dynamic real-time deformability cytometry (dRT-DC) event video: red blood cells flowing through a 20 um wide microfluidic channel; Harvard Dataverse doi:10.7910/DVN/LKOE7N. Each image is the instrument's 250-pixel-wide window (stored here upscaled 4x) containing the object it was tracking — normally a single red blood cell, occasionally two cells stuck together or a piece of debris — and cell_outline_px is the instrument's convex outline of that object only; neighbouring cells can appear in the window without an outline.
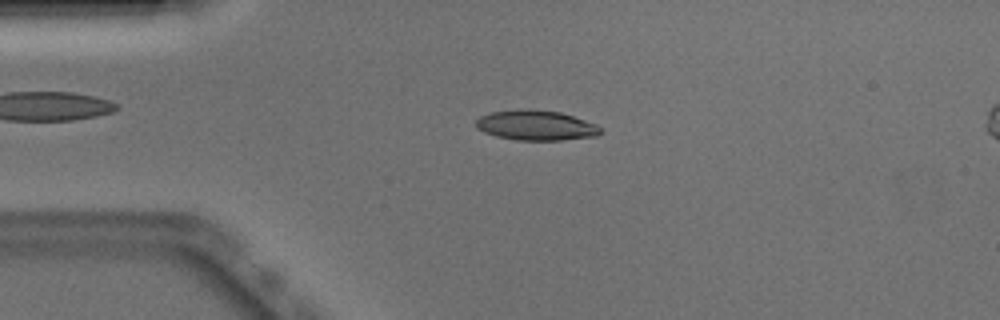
{"species": "Egyptian fruit bat (a non-hibernating species)", "species_latin": "Rousettus aegyptiacus", "temperature_condition": "warm", "stored_images_in_passage": 50, "camera_frame_rate_fps": 3000, "um_per_image_px": 0.085, "animal": {"sex": "male"}, "frame": {"image": 1, "passage_image": 11, "time_ms": 3.333, "image_size_px": [1000, 320], "cell_outline_px": [[604, 132], [596, 136], [560, 140], [516, 140], [496, 136], [484, 132], [476, 128], [476, 120], [480, 116], [492, 112], [520, 108], [528, 108], [560, 112], [596, 124]], "centroid_in_image_um": [45.54, 10.64], "position_along_channel_um": 39.5, "area_um2": 21.91}}
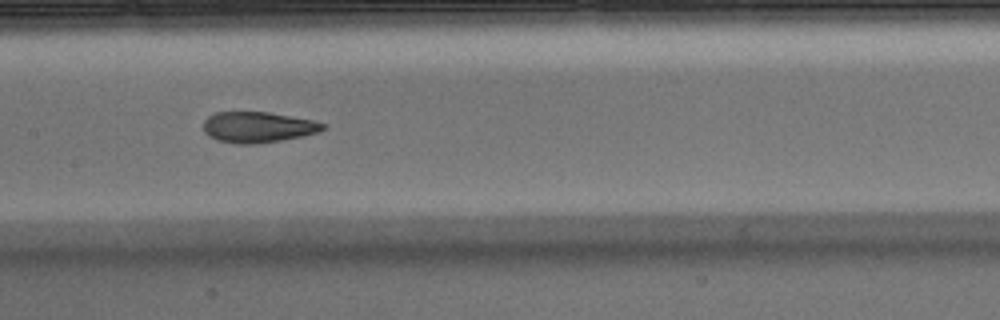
{"frame": {"image": 2, "passage_image": 24, "time_ms": 7.667, "image_size_px": [1000, 320], "cell_outline_px": [[324, 128], [316, 132], [304, 136], [256, 144], [236, 144], [216, 140], [208, 136], [204, 132], [204, 120], [208, 116], [216, 112], [268, 112], [312, 120], [324, 124]], "centroid_in_image_um": [21.86, 10.81], "position_along_channel_um": 185.5, "area_um2": 21.33}}
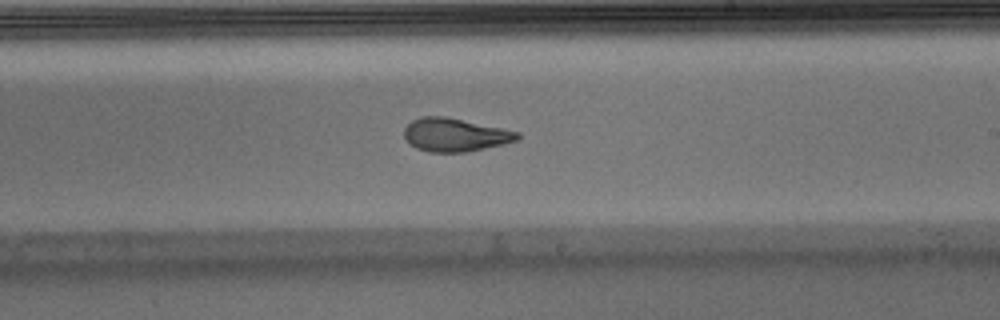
{"frame": {"image": 3, "passage_image": 29, "time_ms": 9.333, "image_size_px": [1000, 320], "cell_outline_px": [[520, 136], [516, 140], [484, 148], [464, 152], [428, 152], [416, 148], [408, 144], [404, 136], [404, 128], [412, 120], [424, 116], [444, 116], [520, 132]], "centroid_in_image_um": [38.61, 11.46], "position_along_channel_um": 250.4, "area_um2": 21.73}, "authors_computed_cell_mechanics": {"area_um2": 21.9351, "velocity_mm_per_s": 3.9077, "shape_relaxation_time_tau1_ms": 6.5297, "shape_relaxation_time_tau2_ms": 1.4321, "deformation_change_tau1": 0.2176, "deformation_change_tau2": 0.072}}